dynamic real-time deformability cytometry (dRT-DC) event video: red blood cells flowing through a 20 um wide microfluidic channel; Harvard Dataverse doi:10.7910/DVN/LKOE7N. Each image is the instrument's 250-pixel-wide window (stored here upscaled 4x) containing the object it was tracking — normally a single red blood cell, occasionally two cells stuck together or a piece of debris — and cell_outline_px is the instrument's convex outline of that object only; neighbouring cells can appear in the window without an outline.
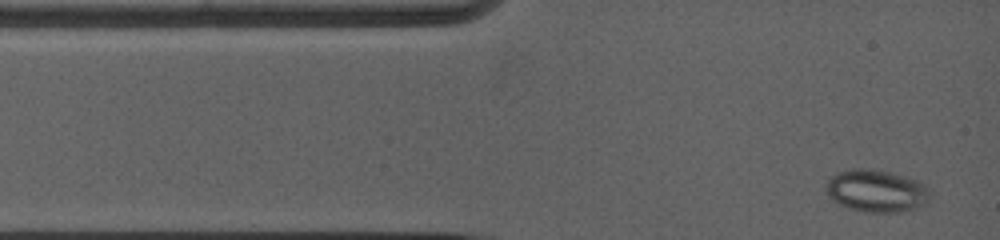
{"species": "common noctule bat (a hibernating species)", "species_latin": "Nyctalus noctula", "temperature_condition": "warm", "stored_images_in_passage": 6, "camera_frame_rate_fps": 5000, "um_per_image_px": 0.085, "animal": {"sex": "female", "body_mass_g": 19.0, "forearm_length_mm": 53.3}, "frame": {"image": 1, "passage_image": 1, "time_ms": 0.0, "image_size_px": [1000, 240], "cell_outline_px": [[928, 200], [924, 204], [916, 208], [900, 212], [864, 212], [848, 208], [832, 200], [824, 192], [824, 184], [836, 172], [852, 168], [864, 168], [888, 172], [908, 176], [928, 184]], "centroid_in_image_um": [74.46, 16.21], "position_along_channel_um": 10.5, "area_um2": 26.07}}
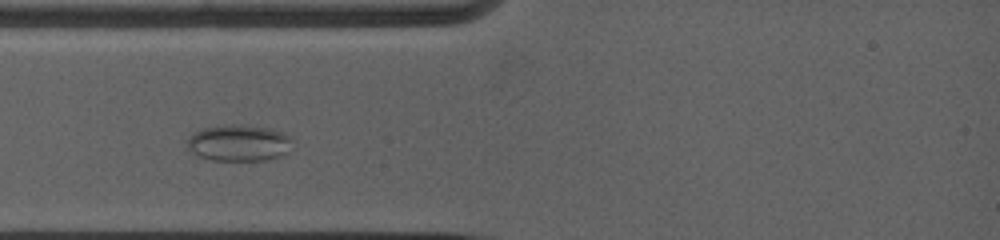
{"frame": {"image": 2, "passage_image": 4, "time_ms": 2.4, "image_size_px": [1000, 240], "cell_outline_px": [[292, 140], [288, 152], [280, 156], [264, 160], [212, 160], [200, 156], [192, 152], [188, 148], [184, 140], [196, 132], [204, 128], [224, 124], [240, 124], [268, 128], [280, 132], [288, 136]], "centroid_in_image_um": [20.27, 12.14], "position_along_channel_um": 64.7, "area_um2": 22.25}}
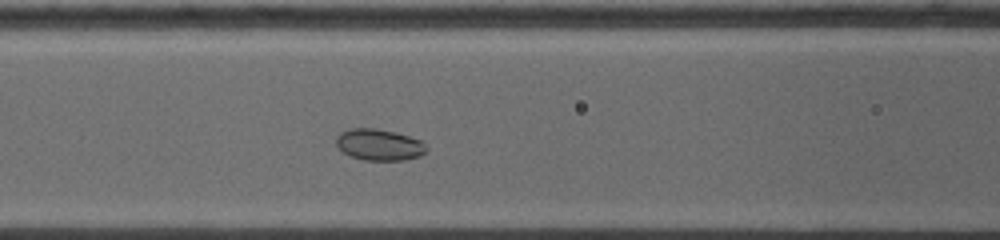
{"frame": {"image": 3, "passage_image": 6, "time_ms": 4.2, "image_size_px": [1000, 240], "cell_outline_px": [[428, 148], [420, 156], [404, 160], [364, 160], [352, 156], [344, 152], [336, 144], [336, 136], [340, 132], [348, 128], [376, 128], [396, 132], [424, 140]], "centroid_in_image_um": [32.26, 12.28], "position_along_channel_um": 134.3, "area_um2": 16.7}}